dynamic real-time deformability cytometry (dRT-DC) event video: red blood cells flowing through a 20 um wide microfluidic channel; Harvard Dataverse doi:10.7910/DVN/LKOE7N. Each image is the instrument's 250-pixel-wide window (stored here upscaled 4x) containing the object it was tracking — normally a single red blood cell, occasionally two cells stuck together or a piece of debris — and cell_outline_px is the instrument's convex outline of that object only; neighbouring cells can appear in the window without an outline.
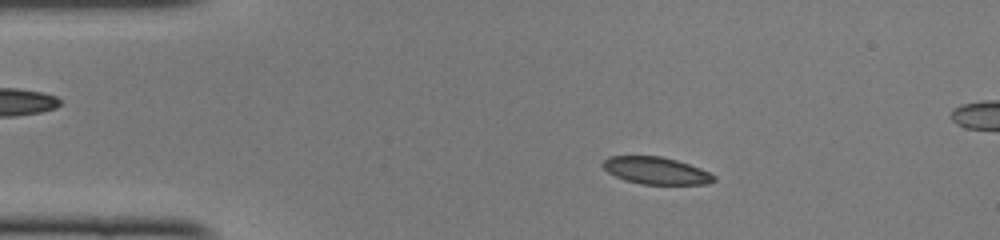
{"species": "common noctule bat (a hibernating species)", "species_latin": "Nyctalus noctula", "temperature_condition": "cold", "stored_images_in_passage": 49, "segment_of_instrument_passage": [1, 2], "camera_frame_rate_fps": 3000, "um_per_image_px": 0.085, "animal": {"sex": "female", "body_mass_g": 22.0, "forearm_length_mm": 56.7}, "frame": {"image": 1, "passage_image": 8, "time_ms": 2.333, "image_size_px": [1000, 240], "cell_outline_px": [[716, 180], [708, 184], [640, 184], [624, 180], [608, 172], [600, 164], [608, 156], [660, 156], [676, 160], [700, 168], [716, 176]], "centroid_in_image_um": [55.75, 14.5], "position_along_channel_um": 29.3, "area_um2": 17.57}}
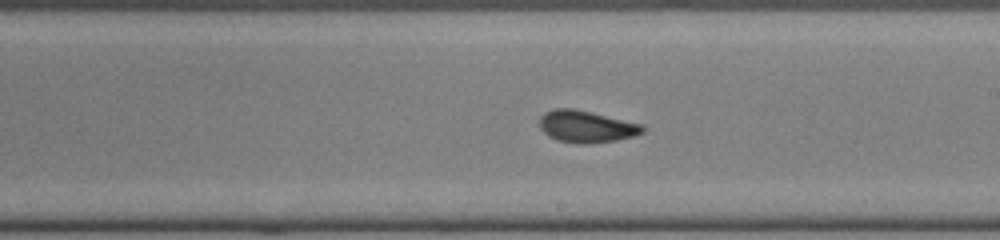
{"frame": {"image": 2, "passage_image": 27, "time_ms": 8.667, "image_size_px": [1000, 240], "cell_outline_px": [[644, 132], [636, 136], [616, 140], [588, 144], [576, 144], [556, 140], [548, 136], [540, 128], [540, 116], [544, 112], [552, 108], [576, 108], [644, 124]], "centroid_in_image_um": [49.85, 10.75], "position_along_channel_um": 239.2, "area_um2": 19.65}}
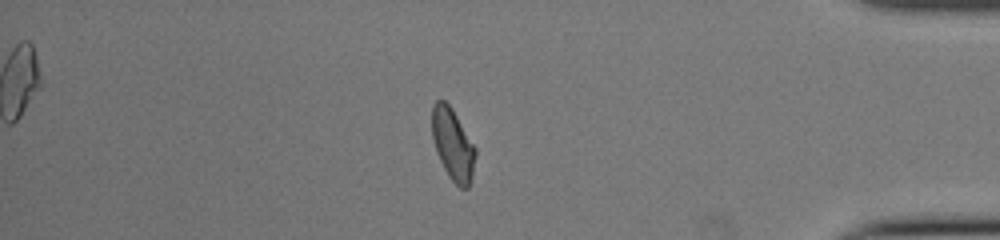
{"frame": {"image": 3, "passage_image": 41, "time_ms": 13.333, "image_size_px": [1000, 240], "cell_outline_px": [[476, 156], [472, 180], [468, 188], [460, 188], [448, 176], [436, 152], [432, 136], [432, 104], [436, 100], [444, 100], [452, 108], [476, 148]], "centroid_in_image_um": [38.5, 12.28], "position_along_channel_um": 396.7, "area_um2": 18.26}}